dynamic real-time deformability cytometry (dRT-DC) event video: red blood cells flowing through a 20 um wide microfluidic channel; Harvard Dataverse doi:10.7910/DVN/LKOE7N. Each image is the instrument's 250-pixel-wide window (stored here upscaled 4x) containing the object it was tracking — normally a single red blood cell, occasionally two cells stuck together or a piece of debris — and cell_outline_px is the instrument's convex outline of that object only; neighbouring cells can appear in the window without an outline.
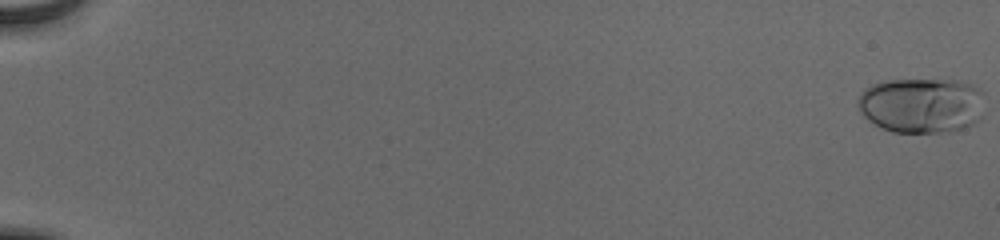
{"species": "human", "species_latin": "Homo sapiens", "temperature_condition": "cold", "stored_images_in_passage": 56, "camera_frame_rate_fps": 3000, "um_per_image_px": 0.085, "donor": {"sex": "male"}, "frame": {"image": 1, "passage_image": 1, "time_ms": 0.0, "image_size_px": [1000, 240], "cell_outline_px": [[980, 116], [972, 124], [948, 132], [892, 132], [868, 120], [864, 116], [860, 108], [860, 92], [864, 88], [876, 84], [892, 80], [956, 80], [968, 84], [976, 88], [980, 92]], "centroid_in_image_um": [78.29, 8.95], "position_along_channel_um": 6.7, "area_um2": 39.82}}
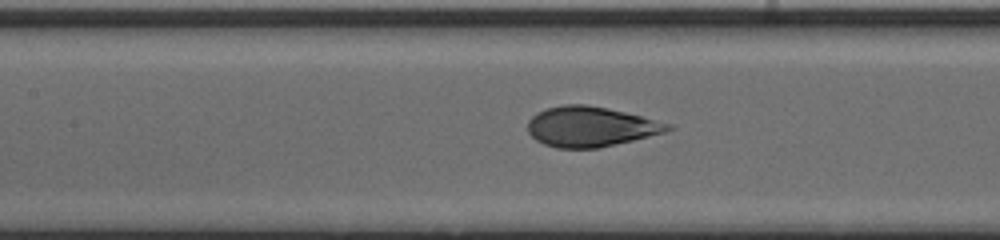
{"frame": {"image": 2, "passage_image": 29, "time_ms": 9.333, "image_size_px": [1000, 240], "cell_outline_px": [[676, 128], [664, 132], [632, 140], [596, 148], [556, 148], [544, 144], [536, 140], [528, 132], [528, 120], [536, 112], [548, 108], [564, 104], [584, 104], [624, 112], [672, 124]], "centroid_in_image_um": [50.17, 10.76], "position_along_channel_um": 157.2, "area_um2": 32.37}}
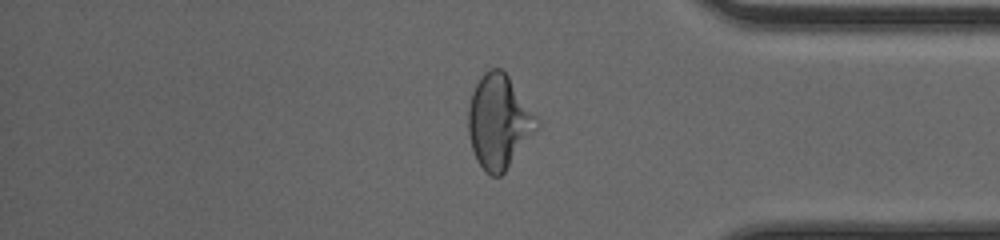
{"frame": {"image": 3, "passage_image": 48, "time_ms": 15.667, "image_size_px": [1000, 240], "cell_outline_px": [[540, 124], [504, 172], [500, 176], [492, 176], [484, 172], [476, 160], [472, 148], [468, 132], [468, 108], [472, 92], [480, 76], [484, 72], [492, 68], [500, 68], [508, 76], [540, 120]], "centroid_in_image_um": [42.38, 10.34], "position_along_channel_um": 392.8, "area_um2": 37.17}, "authors_computed_cell_mechanics": {"area_um2": 34.68, "velocity_mm_per_s": 3.9196, "shape_relaxation_time_tau1_ms": 5.101, "shape_relaxation_time_tau2_ms": null, "deformation_change_tau1": 0.1975, "deformation_change_tau2": null}}